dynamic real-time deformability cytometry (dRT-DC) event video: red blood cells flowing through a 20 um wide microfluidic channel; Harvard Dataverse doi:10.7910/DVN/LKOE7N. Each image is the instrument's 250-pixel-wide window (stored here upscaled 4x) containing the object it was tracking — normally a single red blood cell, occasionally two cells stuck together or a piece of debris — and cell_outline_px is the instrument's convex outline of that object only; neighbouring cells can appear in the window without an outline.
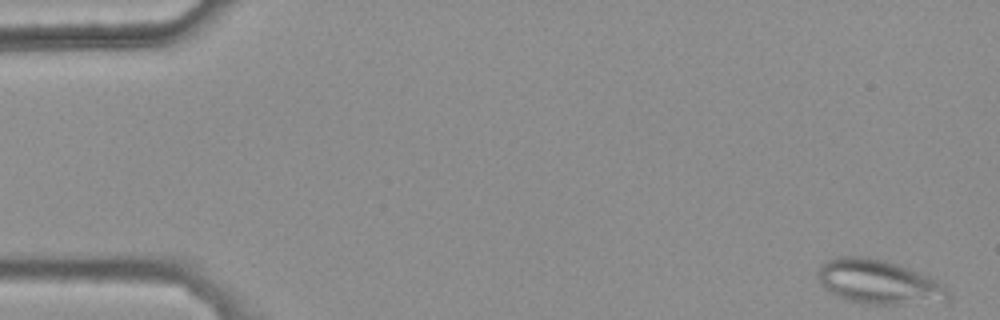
{"species": "common noctule bat (a hibernating species)", "species_latin": "Nyctalus noctula", "temperature_condition": "warm", "stored_images_in_passage": 44, "camera_frame_rate_fps": 3000, "um_per_image_px": 0.085, "animal": {"sex": "female", "body_mass_g": 25.1}, "frame": {"image": 1, "passage_image": 1, "time_ms": 0.0, "image_size_px": [1000, 320], "cell_outline_px": [[952, 296], [948, 300], [904, 304], [868, 304], [844, 300], [828, 292], [820, 284], [820, 264], [828, 260], [840, 256], [864, 256], [884, 260], [908, 268], [928, 276], [944, 284], [948, 288]], "centroid_in_image_um": [74.7, 23.98], "position_along_channel_um": 10.3, "area_um2": 33.58}}
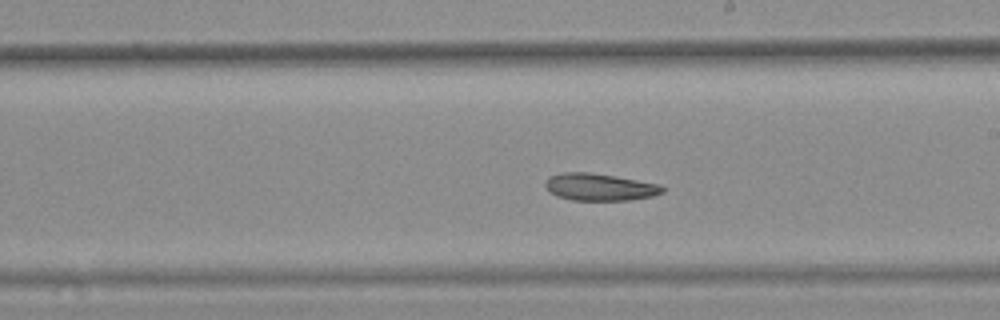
{"frame": {"image": 2, "passage_image": 30, "time_ms": 9.667, "image_size_px": [1000, 320], "cell_outline_px": [[664, 192], [652, 196], [632, 200], [572, 200], [556, 196], [544, 184], [544, 180], [548, 176], [564, 172], [588, 172], [616, 176], [660, 184], [664, 188]], "centroid_in_image_um": [50.97, 15.89], "position_along_channel_um": 238.0, "area_um2": 18.61}}
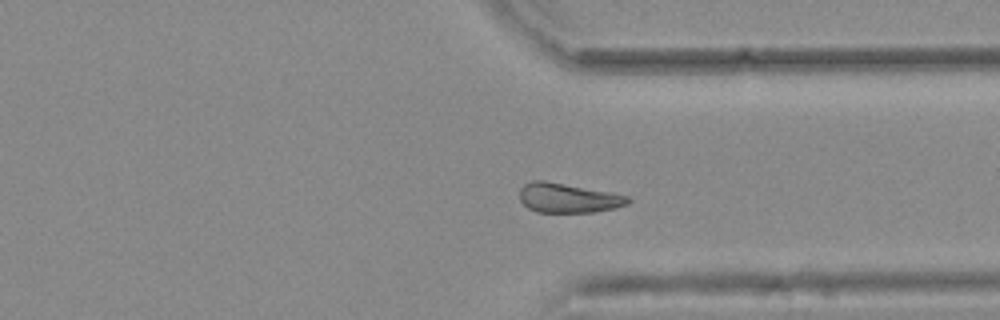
{"frame": {"image": 3, "passage_image": 40, "time_ms": 13.0, "image_size_px": [1000, 320], "cell_outline_px": [[628, 204], [616, 208], [592, 212], [536, 212], [528, 208], [520, 200], [520, 188], [524, 184], [532, 180], [544, 180], [608, 192], [628, 196]], "centroid_in_image_um": [48.24, 16.83], "position_along_channel_um": 363.2, "area_um2": 18.44}}